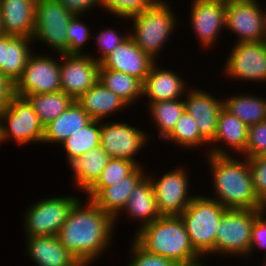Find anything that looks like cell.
I'll use <instances>...</instances> for the list:
<instances>
[{"mask_svg": "<svg viewBox=\"0 0 266 266\" xmlns=\"http://www.w3.org/2000/svg\"><path fill=\"white\" fill-rule=\"evenodd\" d=\"M81 204V199L74 204L57 236L66 250L88 266L109 247L115 222L92 200Z\"/></svg>", "mask_w": 266, "mask_h": 266, "instance_id": "cell-1", "label": "cell"}, {"mask_svg": "<svg viewBox=\"0 0 266 266\" xmlns=\"http://www.w3.org/2000/svg\"><path fill=\"white\" fill-rule=\"evenodd\" d=\"M211 165L213 188L218 201L227 209L257 210L266 209V205L256 195L250 166L246 157L244 161L234 159L231 155L207 154Z\"/></svg>", "mask_w": 266, "mask_h": 266, "instance_id": "cell-2", "label": "cell"}, {"mask_svg": "<svg viewBox=\"0 0 266 266\" xmlns=\"http://www.w3.org/2000/svg\"><path fill=\"white\" fill-rule=\"evenodd\" d=\"M137 231L133 239L145 251L177 265L192 264L202 258L192 246L180 216H161Z\"/></svg>", "mask_w": 266, "mask_h": 266, "instance_id": "cell-3", "label": "cell"}, {"mask_svg": "<svg viewBox=\"0 0 266 266\" xmlns=\"http://www.w3.org/2000/svg\"><path fill=\"white\" fill-rule=\"evenodd\" d=\"M226 210L212 197L197 194L180 215L192 246L202 258L214 254L219 222Z\"/></svg>", "mask_w": 266, "mask_h": 266, "instance_id": "cell-4", "label": "cell"}, {"mask_svg": "<svg viewBox=\"0 0 266 266\" xmlns=\"http://www.w3.org/2000/svg\"><path fill=\"white\" fill-rule=\"evenodd\" d=\"M170 8L165 0H157L150 8L127 18L134 22L135 31L129 32L130 37L155 61L163 44L177 27L178 19Z\"/></svg>", "mask_w": 266, "mask_h": 266, "instance_id": "cell-5", "label": "cell"}, {"mask_svg": "<svg viewBox=\"0 0 266 266\" xmlns=\"http://www.w3.org/2000/svg\"><path fill=\"white\" fill-rule=\"evenodd\" d=\"M0 121V144L12 139L21 145L43 141L44 126L25 97L14 95Z\"/></svg>", "mask_w": 266, "mask_h": 266, "instance_id": "cell-6", "label": "cell"}, {"mask_svg": "<svg viewBox=\"0 0 266 266\" xmlns=\"http://www.w3.org/2000/svg\"><path fill=\"white\" fill-rule=\"evenodd\" d=\"M262 210L266 209H227L219 222L214 254L248 256L255 217Z\"/></svg>", "mask_w": 266, "mask_h": 266, "instance_id": "cell-7", "label": "cell"}, {"mask_svg": "<svg viewBox=\"0 0 266 266\" xmlns=\"http://www.w3.org/2000/svg\"><path fill=\"white\" fill-rule=\"evenodd\" d=\"M73 14L59 0H36L32 40H41L58 54H67V27Z\"/></svg>", "mask_w": 266, "mask_h": 266, "instance_id": "cell-8", "label": "cell"}, {"mask_svg": "<svg viewBox=\"0 0 266 266\" xmlns=\"http://www.w3.org/2000/svg\"><path fill=\"white\" fill-rule=\"evenodd\" d=\"M79 200L74 196L44 198L27 208L24 216L25 237L57 236L67 216Z\"/></svg>", "mask_w": 266, "mask_h": 266, "instance_id": "cell-9", "label": "cell"}, {"mask_svg": "<svg viewBox=\"0 0 266 266\" xmlns=\"http://www.w3.org/2000/svg\"><path fill=\"white\" fill-rule=\"evenodd\" d=\"M32 54L22 75L14 84V93L25 97L30 94L62 91L60 62L48 55Z\"/></svg>", "mask_w": 266, "mask_h": 266, "instance_id": "cell-10", "label": "cell"}, {"mask_svg": "<svg viewBox=\"0 0 266 266\" xmlns=\"http://www.w3.org/2000/svg\"><path fill=\"white\" fill-rule=\"evenodd\" d=\"M256 0H226V29L238 42L266 41V12Z\"/></svg>", "mask_w": 266, "mask_h": 266, "instance_id": "cell-11", "label": "cell"}, {"mask_svg": "<svg viewBox=\"0 0 266 266\" xmlns=\"http://www.w3.org/2000/svg\"><path fill=\"white\" fill-rule=\"evenodd\" d=\"M177 167L159 179L148 175L162 216H180L195 196L188 195V171L181 166Z\"/></svg>", "mask_w": 266, "mask_h": 266, "instance_id": "cell-12", "label": "cell"}, {"mask_svg": "<svg viewBox=\"0 0 266 266\" xmlns=\"http://www.w3.org/2000/svg\"><path fill=\"white\" fill-rule=\"evenodd\" d=\"M224 72L229 79L266 81V41L236 43L227 58Z\"/></svg>", "mask_w": 266, "mask_h": 266, "instance_id": "cell-13", "label": "cell"}, {"mask_svg": "<svg viewBox=\"0 0 266 266\" xmlns=\"http://www.w3.org/2000/svg\"><path fill=\"white\" fill-rule=\"evenodd\" d=\"M59 55L61 89L76 100L98 81L100 62L91 54Z\"/></svg>", "mask_w": 266, "mask_h": 266, "instance_id": "cell-14", "label": "cell"}, {"mask_svg": "<svg viewBox=\"0 0 266 266\" xmlns=\"http://www.w3.org/2000/svg\"><path fill=\"white\" fill-rule=\"evenodd\" d=\"M101 124L100 145L108 155L111 158L133 161L140 166L134 157L148 143L146 132L128 123L101 122Z\"/></svg>", "mask_w": 266, "mask_h": 266, "instance_id": "cell-15", "label": "cell"}, {"mask_svg": "<svg viewBox=\"0 0 266 266\" xmlns=\"http://www.w3.org/2000/svg\"><path fill=\"white\" fill-rule=\"evenodd\" d=\"M190 23L201 45L209 48L226 27V0H193Z\"/></svg>", "mask_w": 266, "mask_h": 266, "instance_id": "cell-16", "label": "cell"}, {"mask_svg": "<svg viewBox=\"0 0 266 266\" xmlns=\"http://www.w3.org/2000/svg\"><path fill=\"white\" fill-rule=\"evenodd\" d=\"M155 63L129 36L100 62V68L123 72L143 82Z\"/></svg>", "mask_w": 266, "mask_h": 266, "instance_id": "cell-17", "label": "cell"}, {"mask_svg": "<svg viewBox=\"0 0 266 266\" xmlns=\"http://www.w3.org/2000/svg\"><path fill=\"white\" fill-rule=\"evenodd\" d=\"M185 110L196 120L200 134L210 143L216 133L217 120L220 110L223 108V99L218 100L214 96L200 89L187 91Z\"/></svg>", "mask_w": 266, "mask_h": 266, "instance_id": "cell-18", "label": "cell"}, {"mask_svg": "<svg viewBox=\"0 0 266 266\" xmlns=\"http://www.w3.org/2000/svg\"><path fill=\"white\" fill-rule=\"evenodd\" d=\"M36 0H0L2 31L12 36L32 38Z\"/></svg>", "mask_w": 266, "mask_h": 266, "instance_id": "cell-19", "label": "cell"}, {"mask_svg": "<svg viewBox=\"0 0 266 266\" xmlns=\"http://www.w3.org/2000/svg\"><path fill=\"white\" fill-rule=\"evenodd\" d=\"M141 166H137L127 177L119 180L116 184L103 188L92 199L98 207L114 219L115 225L120 214L123 213L131 193L146 176V172Z\"/></svg>", "mask_w": 266, "mask_h": 266, "instance_id": "cell-20", "label": "cell"}, {"mask_svg": "<svg viewBox=\"0 0 266 266\" xmlns=\"http://www.w3.org/2000/svg\"><path fill=\"white\" fill-rule=\"evenodd\" d=\"M28 256L36 266H83L61 244L58 236L26 237Z\"/></svg>", "mask_w": 266, "mask_h": 266, "instance_id": "cell-21", "label": "cell"}, {"mask_svg": "<svg viewBox=\"0 0 266 266\" xmlns=\"http://www.w3.org/2000/svg\"><path fill=\"white\" fill-rule=\"evenodd\" d=\"M32 38L3 34L0 36V73L13 84L22 75L23 69L33 54Z\"/></svg>", "mask_w": 266, "mask_h": 266, "instance_id": "cell-22", "label": "cell"}, {"mask_svg": "<svg viewBox=\"0 0 266 266\" xmlns=\"http://www.w3.org/2000/svg\"><path fill=\"white\" fill-rule=\"evenodd\" d=\"M155 63L143 81L142 96L148 97L151 102L161 100H178L186 94V82L176 72L164 68H158ZM185 86V87H184Z\"/></svg>", "mask_w": 266, "mask_h": 266, "instance_id": "cell-23", "label": "cell"}, {"mask_svg": "<svg viewBox=\"0 0 266 266\" xmlns=\"http://www.w3.org/2000/svg\"><path fill=\"white\" fill-rule=\"evenodd\" d=\"M249 126L241 122L235 115L231 114L224 107L220 110L217 120V129L214 139L209 143L218 142V145L209 148L208 154L213 155H230L225 149L219 146V143H225L239 154L245 151L248 143Z\"/></svg>", "mask_w": 266, "mask_h": 266, "instance_id": "cell-24", "label": "cell"}, {"mask_svg": "<svg viewBox=\"0 0 266 266\" xmlns=\"http://www.w3.org/2000/svg\"><path fill=\"white\" fill-rule=\"evenodd\" d=\"M123 212L131 219H138L141 229L151 224L162 215L157 206L152 183L147 175L137 184L131 193Z\"/></svg>", "mask_w": 266, "mask_h": 266, "instance_id": "cell-25", "label": "cell"}, {"mask_svg": "<svg viewBox=\"0 0 266 266\" xmlns=\"http://www.w3.org/2000/svg\"><path fill=\"white\" fill-rule=\"evenodd\" d=\"M76 102L93 120L101 121L127 106L120 97L105 87L99 80L76 99Z\"/></svg>", "mask_w": 266, "mask_h": 266, "instance_id": "cell-26", "label": "cell"}, {"mask_svg": "<svg viewBox=\"0 0 266 266\" xmlns=\"http://www.w3.org/2000/svg\"><path fill=\"white\" fill-rule=\"evenodd\" d=\"M93 119L74 100L67 110L44 127L42 143H62L73 133L85 127Z\"/></svg>", "mask_w": 266, "mask_h": 266, "instance_id": "cell-27", "label": "cell"}, {"mask_svg": "<svg viewBox=\"0 0 266 266\" xmlns=\"http://www.w3.org/2000/svg\"><path fill=\"white\" fill-rule=\"evenodd\" d=\"M110 159L108 153L99 145L71 161L69 166L74 173L76 186L86 192L100 177Z\"/></svg>", "mask_w": 266, "mask_h": 266, "instance_id": "cell-28", "label": "cell"}, {"mask_svg": "<svg viewBox=\"0 0 266 266\" xmlns=\"http://www.w3.org/2000/svg\"><path fill=\"white\" fill-rule=\"evenodd\" d=\"M241 95L226 98L223 100V107L248 126L266 121V98L264 100L250 94Z\"/></svg>", "mask_w": 266, "mask_h": 266, "instance_id": "cell-29", "label": "cell"}, {"mask_svg": "<svg viewBox=\"0 0 266 266\" xmlns=\"http://www.w3.org/2000/svg\"><path fill=\"white\" fill-rule=\"evenodd\" d=\"M105 87L120 97L128 106L142 96L143 82L138 78L106 68H99V79Z\"/></svg>", "mask_w": 266, "mask_h": 266, "instance_id": "cell-30", "label": "cell"}, {"mask_svg": "<svg viewBox=\"0 0 266 266\" xmlns=\"http://www.w3.org/2000/svg\"><path fill=\"white\" fill-rule=\"evenodd\" d=\"M25 98L32 105L33 111L37 114L44 127L65 112L74 101L63 91L30 94L26 95Z\"/></svg>", "mask_w": 266, "mask_h": 266, "instance_id": "cell-31", "label": "cell"}, {"mask_svg": "<svg viewBox=\"0 0 266 266\" xmlns=\"http://www.w3.org/2000/svg\"><path fill=\"white\" fill-rule=\"evenodd\" d=\"M100 124V125H99ZM101 120H92L85 127L73 133L61 144L65 149L67 163L81 157L100 145Z\"/></svg>", "mask_w": 266, "mask_h": 266, "instance_id": "cell-32", "label": "cell"}, {"mask_svg": "<svg viewBox=\"0 0 266 266\" xmlns=\"http://www.w3.org/2000/svg\"><path fill=\"white\" fill-rule=\"evenodd\" d=\"M147 105L150 116L159 130V136L163 139L175 128L176 122L185 111L184 99L161 100Z\"/></svg>", "mask_w": 266, "mask_h": 266, "instance_id": "cell-33", "label": "cell"}, {"mask_svg": "<svg viewBox=\"0 0 266 266\" xmlns=\"http://www.w3.org/2000/svg\"><path fill=\"white\" fill-rule=\"evenodd\" d=\"M164 140L172 141L173 143L185 147L195 148L209 142L200 134L197 122L185 110L180 119L176 122L175 128L164 138Z\"/></svg>", "mask_w": 266, "mask_h": 266, "instance_id": "cell-34", "label": "cell"}, {"mask_svg": "<svg viewBox=\"0 0 266 266\" xmlns=\"http://www.w3.org/2000/svg\"><path fill=\"white\" fill-rule=\"evenodd\" d=\"M137 166L127 159L111 158L97 181L85 192L88 199L92 200L103 188L127 177Z\"/></svg>", "mask_w": 266, "mask_h": 266, "instance_id": "cell-35", "label": "cell"}, {"mask_svg": "<svg viewBox=\"0 0 266 266\" xmlns=\"http://www.w3.org/2000/svg\"><path fill=\"white\" fill-rule=\"evenodd\" d=\"M80 17V15H74L68 23L67 54H85L82 48H84L85 42L91 37L90 29L84 24Z\"/></svg>", "mask_w": 266, "mask_h": 266, "instance_id": "cell-36", "label": "cell"}, {"mask_svg": "<svg viewBox=\"0 0 266 266\" xmlns=\"http://www.w3.org/2000/svg\"><path fill=\"white\" fill-rule=\"evenodd\" d=\"M157 0H101L102 8L122 19L141 13L150 8Z\"/></svg>", "mask_w": 266, "mask_h": 266, "instance_id": "cell-37", "label": "cell"}, {"mask_svg": "<svg viewBox=\"0 0 266 266\" xmlns=\"http://www.w3.org/2000/svg\"><path fill=\"white\" fill-rule=\"evenodd\" d=\"M242 154L246 158L266 154V121L249 126L248 143Z\"/></svg>", "mask_w": 266, "mask_h": 266, "instance_id": "cell-38", "label": "cell"}, {"mask_svg": "<svg viewBox=\"0 0 266 266\" xmlns=\"http://www.w3.org/2000/svg\"><path fill=\"white\" fill-rule=\"evenodd\" d=\"M131 244L132 258L128 266H177L170 259L145 251L134 239Z\"/></svg>", "mask_w": 266, "mask_h": 266, "instance_id": "cell-39", "label": "cell"}, {"mask_svg": "<svg viewBox=\"0 0 266 266\" xmlns=\"http://www.w3.org/2000/svg\"><path fill=\"white\" fill-rule=\"evenodd\" d=\"M247 159L254 191L258 198L266 205V156L261 155Z\"/></svg>", "mask_w": 266, "mask_h": 266, "instance_id": "cell-40", "label": "cell"}, {"mask_svg": "<svg viewBox=\"0 0 266 266\" xmlns=\"http://www.w3.org/2000/svg\"><path fill=\"white\" fill-rule=\"evenodd\" d=\"M130 34L126 33L124 36L120 35L112 28L101 30L98 35L96 34V42L98 45L99 57H93L96 61L101 62L109 53H111L117 46L122 44Z\"/></svg>", "mask_w": 266, "mask_h": 266, "instance_id": "cell-41", "label": "cell"}, {"mask_svg": "<svg viewBox=\"0 0 266 266\" xmlns=\"http://www.w3.org/2000/svg\"><path fill=\"white\" fill-rule=\"evenodd\" d=\"M262 210L256 217L252 227L251 245L248 256L256 249V247L266 250V218ZM266 260V255L265 259Z\"/></svg>", "mask_w": 266, "mask_h": 266, "instance_id": "cell-42", "label": "cell"}, {"mask_svg": "<svg viewBox=\"0 0 266 266\" xmlns=\"http://www.w3.org/2000/svg\"><path fill=\"white\" fill-rule=\"evenodd\" d=\"M73 15H82L83 12L89 11L98 4L101 5V0H59ZM81 13V14H80Z\"/></svg>", "mask_w": 266, "mask_h": 266, "instance_id": "cell-43", "label": "cell"}, {"mask_svg": "<svg viewBox=\"0 0 266 266\" xmlns=\"http://www.w3.org/2000/svg\"><path fill=\"white\" fill-rule=\"evenodd\" d=\"M14 95V84L0 73V113L9 105Z\"/></svg>", "mask_w": 266, "mask_h": 266, "instance_id": "cell-44", "label": "cell"}, {"mask_svg": "<svg viewBox=\"0 0 266 266\" xmlns=\"http://www.w3.org/2000/svg\"><path fill=\"white\" fill-rule=\"evenodd\" d=\"M177 266H204V264H202L201 261H198L188 265H177Z\"/></svg>", "mask_w": 266, "mask_h": 266, "instance_id": "cell-45", "label": "cell"}, {"mask_svg": "<svg viewBox=\"0 0 266 266\" xmlns=\"http://www.w3.org/2000/svg\"><path fill=\"white\" fill-rule=\"evenodd\" d=\"M4 33L2 31V25H1V17H0V36H2Z\"/></svg>", "mask_w": 266, "mask_h": 266, "instance_id": "cell-46", "label": "cell"}]
</instances>
